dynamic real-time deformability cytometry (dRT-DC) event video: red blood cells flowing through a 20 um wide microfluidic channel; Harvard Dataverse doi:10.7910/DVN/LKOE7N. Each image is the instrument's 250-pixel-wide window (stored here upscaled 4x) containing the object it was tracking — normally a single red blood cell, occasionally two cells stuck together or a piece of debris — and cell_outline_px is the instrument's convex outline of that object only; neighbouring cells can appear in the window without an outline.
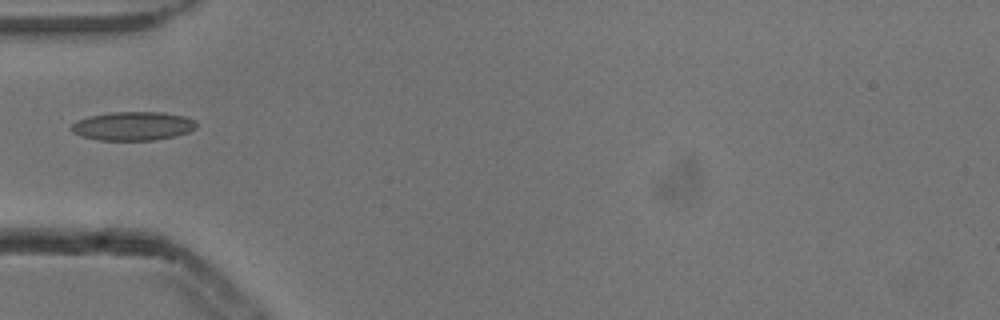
{"species": "common noctule bat (a hibernating species)", "species_latin": "Nyctalus noctula", "temperature_condition": "cold", "stored_images_in_passage": 6, "camera_frame_rate_fps": 3000, "um_per_image_px": 0.085, "animal": {"sex": "male", "body_mass_g": 13.3}, "frame": {"image": 1, "passage_image": 5, "time_ms": 1.333, "image_size_px": [1000, 320], "cell_outline_px": [[196, 128], [188, 132], [176, 136], [152, 140], [100, 140], [80, 136], [72, 132], [68, 128], [76, 120], [88, 116], [112, 112], [164, 112], [184, 116], [196, 120]], "centroid_in_image_um": [11.28, 10.71], "position_along_channel_um": 73.7, "area_um2": 21.15}}
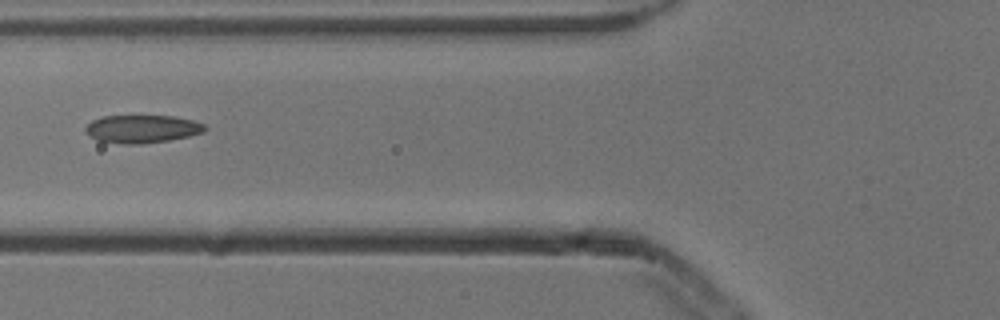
{"frame": {"image": 2, "passage_image": 6, "time_ms": 1.667, "image_size_px": [1000, 320], "cell_outline_px": [[208, 128], [204, 132], [188, 136], [168, 140], [140, 144], [120, 144], [96, 140], [84, 132], [84, 128], [92, 120], [104, 116], [176, 116], [192, 120], [204, 124]], "centroid_in_image_um": [12.06, 10.96], "position_along_channel_um": 113.7, "area_um2": 19.54}}